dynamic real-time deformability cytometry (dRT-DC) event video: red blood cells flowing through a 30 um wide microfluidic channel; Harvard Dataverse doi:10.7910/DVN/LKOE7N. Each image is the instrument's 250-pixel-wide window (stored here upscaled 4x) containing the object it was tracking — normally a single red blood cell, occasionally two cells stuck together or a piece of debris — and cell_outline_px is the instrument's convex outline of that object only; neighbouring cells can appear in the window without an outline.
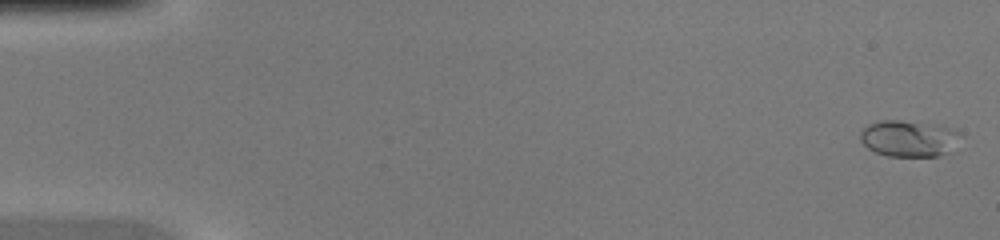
{"species": "common noctule bat (a hibernating species)", "species_latin": "Nyctalus noctula", "temperature_condition": "warm", "stored_images_in_passage": 46, "camera_frame_rate_fps": 3000, "um_per_image_px": 0.085, "animal": {"sex": "female", "body_mass_g": 20.0, "forearm_length_mm": 54.0}, "frame": {"image": 1, "passage_image": 1, "time_ms": 0.0, "image_size_px": [1000, 240], "cell_outline_px": [[964, 136], [956, 152], [936, 156], [888, 156], [876, 152], [868, 148], [860, 140], [860, 132], [868, 124], [880, 120], [900, 120], [936, 124], [960, 132]], "centroid_in_image_um": [77.36, 11.78], "position_along_channel_um": 7.6, "area_um2": 21.91}}
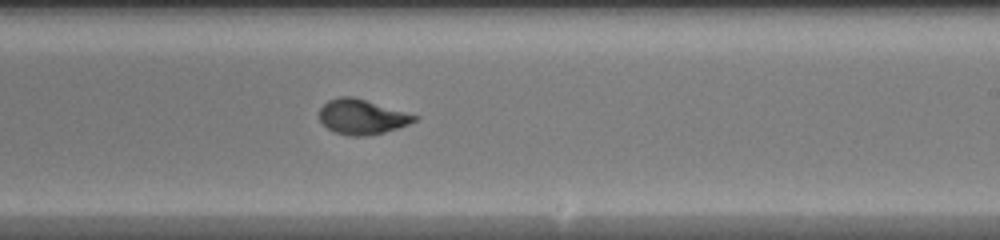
{"frame": {"image": 2, "passage_image": 28, "time_ms": 9.0, "image_size_px": [1000, 240], "cell_outline_px": [[420, 116], [416, 120], [408, 124], [384, 132], [364, 136], [348, 136], [336, 132], [328, 128], [320, 120], [320, 108], [328, 100], [340, 96], [352, 96]], "centroid_in_image_um": [30.76, 9.92], "position_along_channel_um": 258.2, "area_um2": 19.13}}
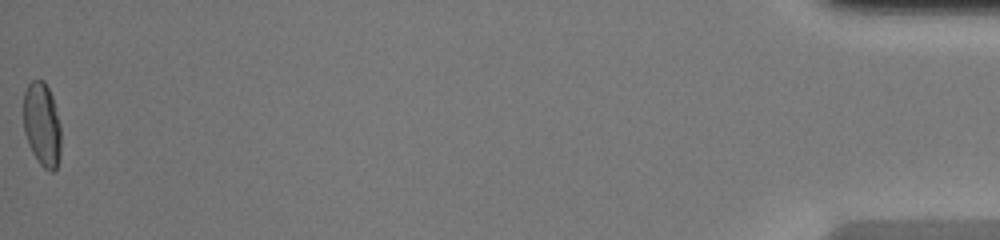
{"frame": {"image": 3, "passage_image": 46, "time_ms": 15.0, "image_size_px": [1000, 240], "cell_outline_px": [[60, 156], [56, 168], [52, 172], [48, 172], [40, 164], [32, 152], [24, 132], [24, 92], [28, 84], [32, 80], [44, 80], [52, 96], [60, 124]], "centroid_in_image_um": [3.57, 10.59], "position_along_channel_um": 431.6, "area_um2": 18.32}}